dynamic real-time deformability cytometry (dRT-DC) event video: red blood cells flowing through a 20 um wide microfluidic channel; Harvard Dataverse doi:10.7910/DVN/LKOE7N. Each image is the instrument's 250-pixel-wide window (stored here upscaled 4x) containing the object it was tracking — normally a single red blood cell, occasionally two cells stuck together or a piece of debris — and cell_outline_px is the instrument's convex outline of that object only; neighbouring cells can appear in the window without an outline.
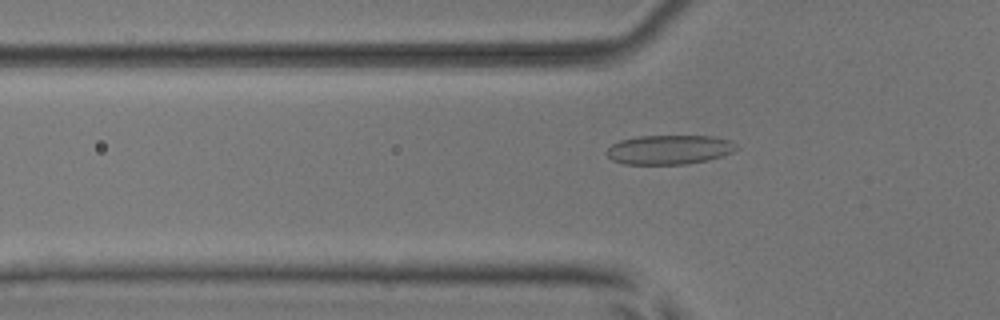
{"species": "common noctule bat (a hibernating species)", "species_latin": "Nyctalus noctula", "temperature_condition": "room temperature", "stored_images_in_passage": 50, "camera_frame_rate_fps": 3000, "um_per_image_px": 0.085, "animal": {"sex": "male", "body_mass_g": 17.9, "forearm_length_mm": 54.2}, "frame": {"image": 1, "passage_image": 18, "time_ms": 5.667, "image_size_px": [1000, 320], "cell_outline_px": [[740, 148], [732, 152], [708, 160], [688, 164], [624, 164], [612, 160], [604, 152], [612, 144], [620, 140], [640, 136], [716, 136], [732, 140]], "centroid_in_image_um": [56.91, 12.72], "position_along_channel_um": 68.9, "area_um2": 22.37}}
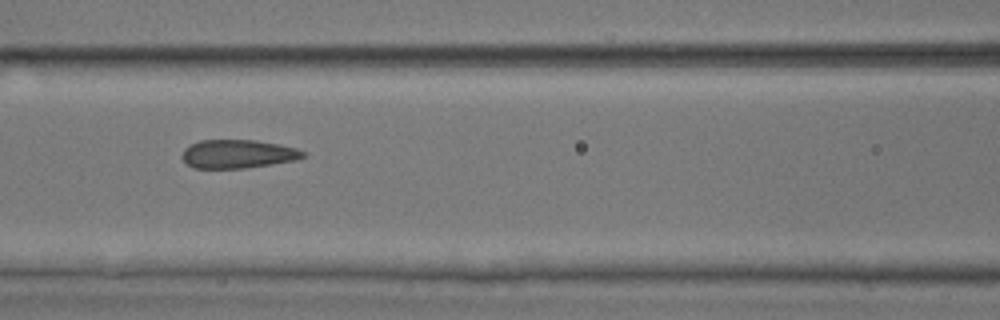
{"frame": {"image": 2, "passage_image": 24, "time_ms": 7.667, "image_size_px": [1000, 320], "cell_outline_px": [[304, 156], [296, 160], [244, 168], [192, 168], [180, 156], [184, 148], [188, 144], [200, 140], [256, 140], [296, 148], [304, 152]], "centroid_in_image_um": [20.15, 13.08], "position_along_channel_um": 146.5, "area_um2": 20.06}}
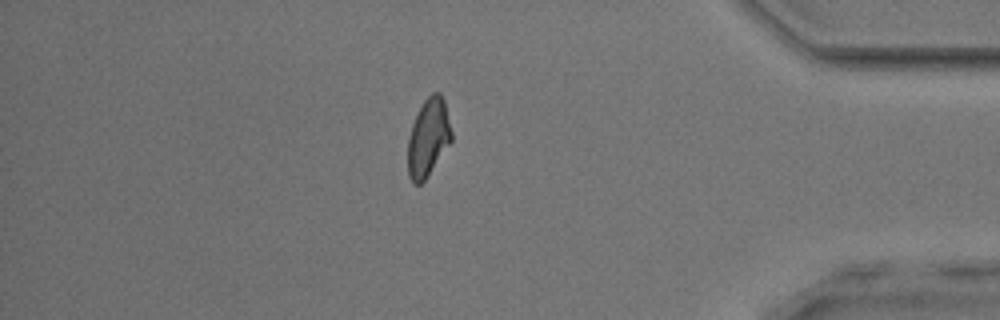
{"frame": {"image": 3, "passage_image": 46, "time_ms": 15.0, "image_size_px": [1000, 320], "cell_outline_px": [[452, 140], [424, 180], [420, 184], [412, 184], [408, 176], [408, 136], [412, 124], [424, 100], [432, 92], [440, 92], [444, 100], [452, 132]], "centroid_in_image_um": [36.39, 11.69], "position_along_channel_um": 398.8, "area_um2": 19.65}}